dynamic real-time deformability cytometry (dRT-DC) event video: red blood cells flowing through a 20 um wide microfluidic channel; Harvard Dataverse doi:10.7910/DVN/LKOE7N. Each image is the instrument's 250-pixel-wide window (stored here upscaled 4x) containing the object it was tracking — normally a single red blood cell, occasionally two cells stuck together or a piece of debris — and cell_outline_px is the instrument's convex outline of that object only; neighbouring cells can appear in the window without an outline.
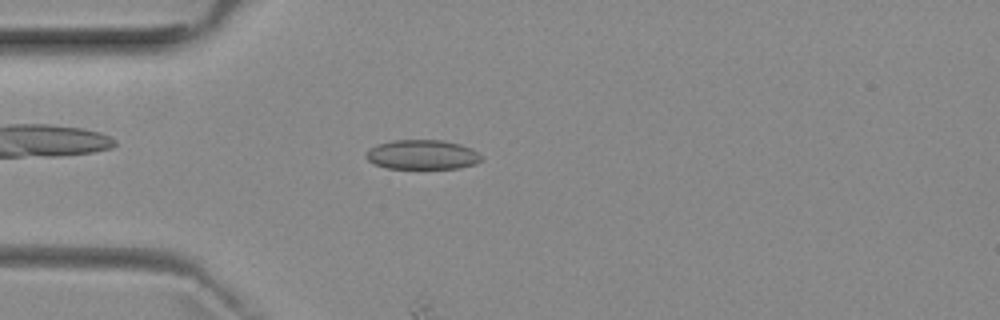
{"species": "common noctule bat (a hibernating species)", "species_latin": "Nyctalus noctula", "temperature_condition": "room temperature", "stored_images_in_passage": 23, "camera_frame_rate_fps": 3000, "um_per_image_px": 0.085, "animal": {"sex": "female", "body_mass_g": 29.2, "forearm_length_mm": 56.3}, "frame": {"image": 1, "passage_image": 13, "time_ms": 4.0, "image_size_px": [1000, 320], "cell_outline_px": [[480, 160], [476, 164], [460, 168], [388, 168], [372, 164], [364, 156], [372, 148], [380, 144], [396, 140], [444, 140], [460, 144], [472, 148], [480, 156]], "centroid_in_image_um": [35.91, 13.15], "position_along_channel_um": 49.1, "area_um2": 19.65}}